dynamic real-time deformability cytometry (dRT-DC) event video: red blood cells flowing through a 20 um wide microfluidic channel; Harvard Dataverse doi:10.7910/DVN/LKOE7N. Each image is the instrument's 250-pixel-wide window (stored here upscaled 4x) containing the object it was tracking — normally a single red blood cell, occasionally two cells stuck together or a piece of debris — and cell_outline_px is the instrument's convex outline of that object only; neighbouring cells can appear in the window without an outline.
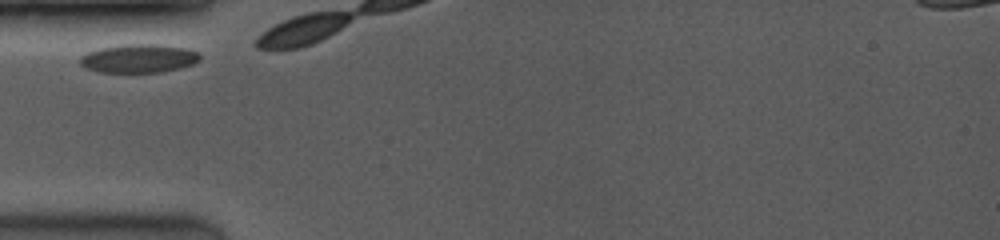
{"species": "common noctule bat (a hibernating species)", "species_latin": "Nyctalus noctula", "temperature_condition": "room temperature", "stored_images_in_passage": 19, "camera_frame_rate_fps": 3500, "um_per_image_px": 0.085, "animal": {"sex": "female", "body_mass_g": 19.0, "forearm_length_mm": 53.3}, "frame": {"image": 1, "passage_image": 1, "time_ms": 0.0, "image_size_px": [1000, 240], "cell_outline_px": [[200, 60], [192, 64], [180, 68], [160, 72], [100, 72], [84, 68], [80, 64], [80, 56], [88, 52], [100, 48], [124, 44], [156, 44], [188, 48], [200, 52]], "centroid_in_image_um": [11.8, 4.96], "position_along_channel_um": 73.2, "area_um2": 20.06}}
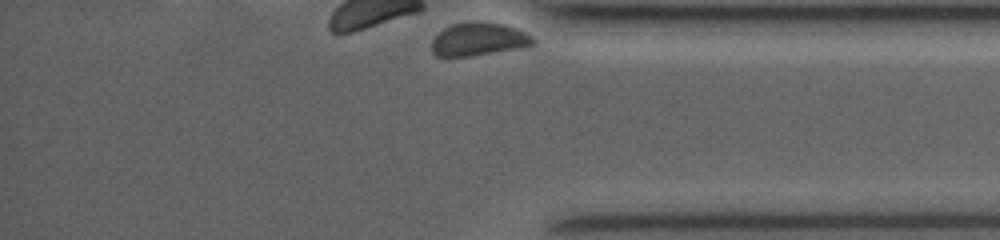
{"frame": {"image": 2, "passage_image": 19, "time_ms": 10.571, "image_size_px": [1000, 240], "cell_outline_px": [[536, 44], [468, 56], [436, 56], [432, 52], [432, 40], [444, 28], [452, 24], [472, 20], [480, 20], [504, 24], [528, 32], [536, 40]], "centroid_in_image_um": [40.69, 3.29], "position_along_channel_um": 394.5, "area_um2": 19.54}}